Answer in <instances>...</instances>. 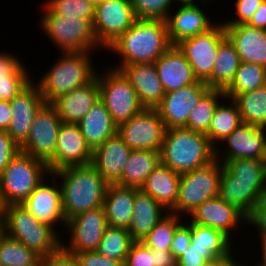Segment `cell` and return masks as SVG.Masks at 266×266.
<instances>
[{
  "mask_svg": "<svg viewBox=\"0 0 266 266\" xmlns=\"http://www.w3.org/2000/svg\"><path fill=\"white\" fill-rule=\"evenodd\" d=\"M171 46L165 20L136 19L133 25L106 49L122 56L120 64L112 67L119 70L128 64L156 62Z\"/></svg>",
  "mask_w": 266,
  "mask_h": 266,
  "instance_id": "6da1fadb",
  "label": "cell"
},
{
  "mask_svg": "<svg viewBox=\"0 0 266 266\" xmlns=\"http://www.w3.org/2000/svg\"><path fill=\"white\" fill-rule=\"evenodd\" d=\"M51 174L60 179L62 209L66 220L103 207L108 183L91 163L63 167Z\"/></svg>",
  "mask_w": 266,
  "mask_h": 266,
  "instance_id": "7a4b0ae2",
  "label": "cell"
},
{
  "mask_svg": "<svg viewBox=\"0 0 266 266\" xmlns=\"http://www.w3.org/2000/svg\"><path fill=\"white\" fill-rule=\"evenodd\" d=\"M161 163L178 174L198 169L215 159V147L204 133L187 128L165 130Z\"/></svg>",
  "mask_w": 266,
  "mask_h": 266,
  "instance_id": "3957f363",
  "label": "cell"
},
{
  "mask_svg": "<svg viewBox=\"0 0 266 266\" xmlns=\"http://www.w3.org/2000/svg\"><path fill=\"white\" fill-rule=\"evenodd\" d=\"M61 53L51 69L45 71L42 78L36 81L45 103L51 104L56 98L90 83L97 75L91 60L93 52Z\"/></svg>",
  "mask_w": 266,
  "mask_h": 266,
  "instance_id": "277c9868",
  "label": "cell"
},
{
  "mask_svg": "<svg viewBox=\"0 0 266 266\" xmlns=\"http://www.w3.org/2000/svg\"><path fill=\"white\" fill-rule=\"evenodd\" d=\"M6 235L18 240L41 257L55 253L62 237L50 225L36 219L22 205H8L5 214Z\"/></svg>",
  "mask_w": 266,
  "mask_h": 266,
  "instance_id": "5b68a950",
  "label": "cell"
},
{
  "mask_svg": "<svg viewBox=\"0 0 266 266\" xmlns=\"http://www.w3.org/2000/svg\"><path fill=\"white\" fill-rule=\"evenodd\" d=\"M49 174L44 161L20 151L0 174L7 205H21Z\"/></svg>",
  "mask_w": 266,
  "mask_h": 266,
  "instance_id": "8992f818",
  "label": "cell"
},
{
  "mask_svg": "<svg viewBox=\"0 0 266 266\" xmlns=\"http://www.w3.org/2000/svg\"><path fill=\"white\" fill-rule=\"evenodd\" d=\"M40 18L41 31L48 35L60 52H93L100 47L93 30V23L78 17H62L53 14L44 4Z\"/></svg>",
  "mask_w": 266,
  "mask_h": 266,
  "instance_id": "52a82bcc",
  "label": "cell"
},
{
  "mask_svg": "<svg viewBox=\"0 0 266 266\" xmlns=\"http://www.w3.org/2000/svg\"><path fill=\"white\" fill-rule=\"evenodd\" d=\"M222 168L223 164L215 158L205 166L181 174L176 206L170 212L189 216L206 200L218 196Z\"/></svg>",
  "mask_w": 266,
  "mask_h": 266,
  "instance_id": "ba28073f",
  "label": "cell"
},
{
  "mask_svg": "<svg viewBox=\"0 0 266 266\" xmlns=\"http://www.w3.org/2000/svg\"><path fill=\"white\" fill-rule=\"evenodd\" d=\"M105 74L97 73L100 100L105 104L113 121L119 125L141 112L138 95L125 75L118 69L107 68Z\"/></svg>",
  "mask_w": 266,
  "mask_h": 266,
  "instance_id": "9c48e42d",
  "label": "cell"
},
{
  "mask_svg": "<svg viewBox=\"0 0 266 266\" xmlns=\"http://www.w3.org/2000/svg\"><path fill=\"white\" fill-rule=\"evenodd\" d=\"M226 37L222 23L215 24L203 34L181 40L176 44L193 68L199 81L205 82L211 89V73L216 62L220 42Z\"/></svg>",
  "mask_w": 266,
  "mask_h": 266,
  "instance_id": "30bf717a",
  "label": "cell"
},
{
  "mask_svg": "<svg viewBox=\"0 0 266 266\" xmlns=\"http://www.w3.org/2000/svg\"><path fill=\"white\" fill-rule=\"evenodd\" d=\"M107 226L104 207L78 214L66 220L69 239L61 241V247L71 254L95 251Z\"/></svg>",
  "mask_w": 266,
  "mask_h": 266,
  "instance_id": "8fae6325",
  "label": "cell"
},
{
  "mask_svg": "<svg viewBox=\"0 0 266 266\" xmlns=\"http://www.w3.org/2000/svg\"><path fill=\"white\" fill-rule=\"evenodd\" d=\"M62 123L55 108L45 103L35 114L28 138L20 150L47 164L54 157Z\"/></svg>",
  "mask_w": 266,
  "mask_h": 266,
  "instance_id": "7c38bea8",
  "label": "cell"
},
{
  "mask_svg": "<svg viewBox=\"0 0 266 266\" xmlns=\"http://www.w3.org/2000/svg\"><path fill=\"white\" fill-rule=\"evenodd\" d=\"M165 130L158 111L144 108L130 120L119 124L117 134L132 150L160 151Z\"/></svg>",
  "mask_w": 266,
  "mask_h": 266,
  "instance_id": "4fadbf2b",
  "label": "cell"
},
{
  "mask_svg": "<svg viewBox=\"0 0 266 266\" xmlns=\"http://www.w3.org/2000/svg\"><path fill=\"white\" fill-rule=\"evenodd\" d=\"M136 19L131 0H106L95 9L93 30L99 45L106 49Z\"/></svg>",
  "mask_w": 266,
  "mask_h": 266,
  "instance_id": "5bb4252c",
  "label": "cell"
},
{
  "mask_svg": "<svg viewBox=\"0 0 266 266\" xmlns=\"http://www.w3.org/2000/svg\"><path fill=\"white\" fill-rule=\"evenodd\" d=\"M266 128L257 127L242 122L227 136L220 147L215 148V158L218 160H233L236 158L266 160Z\"/></svg>",
  "mask_w": 266,
  "mask_h": 266,
  "instance_id": "9a60e30c",
  "label": "cell"
},
{
  "mask_svg": "<svg viewBox=\"0 0 266 266\" xmlns=\"http://www.w3.org/2000/svg\"><path fill=\"white\" fill-rule=\"evenodd\" d=\"M209 89L205 82L198 80L176 91L165 93L156 108L165 128H186L189 114Z\"/></svg>",
  "mask_w": 266,
  "mask_h": 266,
  "instance_id": "2e32d148",
  "label": "cell"
},
{
  "mask_svg": "<svg viewBox=\"0 0 266 266\" xmlns=\"http://www.w3.org/2000/svg\"><path fill=\"white\" fill-rule=\"evenodd\" d=\"M44 104L43 96L34 80L10 101L12 118L6 133L19 147L26 142L35 114Z\"/></svg>",
  "mask_w": 266,
  "mask_h": 266,
  "instance_id": "e0dca14e",
  "label": "cell"
},
{
  "mask_svg": "<svg viewBox=\"0 0 266 266\" xmlns=\"http://www.w3.org/2000/svg\"><path fill=\"white\" fill-rule=\"evenodd\" d=\"M92 153L79 125L62 123L54 157L47 163L48 170L51 173L67 166L90 164Z\"/></svg>",
  "mask_w": 266,
  "mask_h": 266,
  "instance_id": "ac0fdd59",
  "label": "cell"
},
{
  "mask_svg": "<svg viewBox=\"0 0 266 266\" xmlns=\"http://www.w3.org/2000/svg\"><path fill=\"white\" fill-rule=\"evenodd\" d=\"M53 182L45 179L35 188L30 196L21 204L27 211H29L36 219L44 222L55 230L56 227L63 226L65 228L66 219L62 209L61 189L56 183V177L51 173ZM52 183V184H51Z\"/></svg>",
  "mask_w": 266,
  "mask_h": 266,
  "instance_id": "d6986e66",
  "label": "cell"
},
{
  "mask_svg": "<svg viewBox=\"0 0 266 266\" xmlns=\"http://www.w3.org/2000/svg\"><path fill=\"white\" fill-rule=\"evenodd\" d=\"M189 216L191 222L219 230L231 241L232 230L237 229L241 222L247 224V216L238 207L223 202L219 196L206 200Z\"/></svg>",
  "mask_w": 266,
  "mask_h": 266,
  "instance_id": "ffe728a7",
  "label": "cell"
},
{
  "mask_svg": "<svg viewBox=\"0 0 266 266\" xmlns=\"http://www.w3.org/2000/svg\"><path fill=\"white\" fill-rule=\"evenodd\" d=\"M266 191V180H245L237 177L223 164L219 184V198L238 207L246 216Z\"/></svg>",
  "mask_w": 266,
  "mask_h": 266,
  "instance_id": "44dd1931",
  "label": "cell"
},
{
  "mask_svg": "<svg viewBox=\"0 0 266 266\" xmlns=\"http://www.w3.org/2000/svg\"><path fill=\"white\" fill-rule=\"evenodd\" d=\"M179 5H177L178 9L175 13L174 11L170 12L166 20L171 45H176L181 40L203 34L216 24L215 21H210L208 14L199 7L200 4Z\"/></svg>",
  "mask_w": 266,
  "mask_h": 266,
  "instance_id": "7402d4cb",
  "label": "cell"
},
{
  "mask_svg": "<svg viewBox=\"0 0 266 266\" xmlns=\"http://www.w3.org/2000/svg\"><path fill=\"white\" fill-rule=\"evenodd\" d=\"M135 89L141 105L156 109L162 102L165 91L158 78L154 62L128 64L119 69Z\"/></svg>",
  "mask_w": 266,
  "mask_h": 266,
  "instance_id": "603a6c76",
  "label": "cell"
},
{
  "mask_svg": "<svg viewBox=\"0 0 266 266\" xmlns=\"http://www.w3.org/2000/svg\"><path fill=\"white\" fill-rule=\"evenodd\" d=\"M99 100V82L95 77L90 83L56 98L51 105L63 123L78 124Z\"/></svg>",
  "mask_w": 266,
  "mask_h": 266,
  "instance_id": "cb8c5ba5",
  "label": "cell"
},
{
  "mask_svg": "<svg viewBox=\"0 0 266 266\" xmlns=\"http://www.w3.org/2000/svg\"><path fill=\"white\" fill-rule=\"evenodd\" d=\"M131 151L122 138L115 134L93 150L91 164L108 184H116Z\"/></svg>",
  "mask_w": 266,
  "mask_h": 266,
  "instance_id": "d4e9b609",
  "label": "cell"
},
{
  "mask_svg": "<svg viewBox=\"0 0 266 266\" xmlns=\"http://www.w3.org/2000/svg\"><path fill=\"white\" fill-rule=\"evenodd\" d=\"M226 36L234 44L240 61L266 68V30L248 24L224 25Z\"/></svg>",
  "mask_w": 266,
  "mask_h": 266,
  "instance_id": "484cf974",
  "label": "cell"
},
{
  "mask_svg": "<svg viewBox=\"0 0 266 266\" xmlns=\"http://www.w3.org/2000/svg\"><path fill=\"white\" fill-rule=\"evenodd\" d=\"M154 64L165 93L198 81L190 63L176 45H172Z\"/></svg>",
  "mask_w": 266,
  "mask_h": 266,
  "instance_id": "4316f807",
  "label": "cell"
},
{
  "mask_svg": "<svg viewBox=\"0 0 266 266\" xmlns=\"http://www.w3.org/2000/svg\"><path fill=\"white\" fill-rule=\"evenodd\" d=\"M168 212L149 194L135 188L133 215L128 228L132 240L142 241Z\"/></svg>",
  "mask_w": 266,
  "mask_h": 266,
  "instance_id": "83f0119b",
  "label": "cell"
},
{
  "mask_svg": "<svg viewBox=\"0 0 266 266\" xmlns=\"http://www.w3.org/2000/svg\"><path fill=\"white\" fill-rule=\"evenodd\" d=\"M193 249L202 253L211 264L224 259H236L232 241L221 231L190 221ZM235 256V257H233Z\"/></svg>",
  "mask_w": 266,
  "mask_h": 266,
  "instance_id": "f1b7e54d",
  "label": "cell"
},
{
  "mask_svg": "<svg viewBox=\"0 0 266 266\" xmlns=\"http://www.w3.org/2000/svg\"><path fill=\"white\" fill-rule=\"evenodd\" d=\"M135 200V187L108 184L103 207L107 224L127 229L130 226Z\"/></svg>",
  "mask_w": 266,
  "mask_h": 266,
  "instance_id": "f546056e",
  "label": "cell"
},
{
  "mask_svg": "<svg viewBox=\"0 0 266 266\" xmlns=\"http://www.w3.org/2000/svg\"><path fill=\"white\" fill-rule=\"evenodd\" d=\"M180 176L181 174L160 163L148 175L140 189L170 212L176 206Z\"/></svg>",
  "mask_w": 266,
  "mask_h": 266,
  "instance_id": "4dcf8cb0",
  "label": "cell"
},
{
  "mask_svg": "<svg viewBox=\"0 0 266 266\" xmlns=\"http://www.w3.org/2000/svg\"><path fill=\"white\" fill-rule=\"evenodd\" d=\"M78 125L92 151L117 134L118 129V125L101 100L86 113Z\"/></svg>",
  "mask_w": 266,
  "mask_h": 266,
  "instance_id": "1f68e13d",
  "label": "cell"
},
{
  "mask_svg": "<svg viewBox=\"0 0 266 266\" xmlns=\"http://www.w3.org/2000/svg\"><path fill=\"white\" fill-rule=\"evenodd\" d=\"M160 163V151L132 150L123 169L122 176L116 184L140 189L148 175Z\"/></svg>",
  "mask_w": 266,
  "mask_h": 266,
  "instance_id": "d6a6232c",
  "label": "cell"
},
{
  "mask_svg": "<svg viewBox=\"0 0 266 266\" xmlns=\"http://www.w3.org/2000/svg\"><path fill=\"white\" fill-rule=\"evenodd\" d=\"M241 61L234 44L226 36L219 45L211 73V89L225 90L233 81Z\"/></svg>",
  "mask_w": 266,
  "mask_h": 266,
  "instance_id": "836d02e7",
  "label": "cell"
},
{
  "mask_svg": "<svg viewBox=\"0 0 266 266\" xmlns=\"http://www.w3.org/2000/svg\"><path fill=\"white\" fill-rule=\"evenodd\" d=\"M228 101L231 102L230 105L219 102L206 133L210 143L215 148L220 147V143L242 123L236 102L231 98Z\"/></svg>",
  "mask_w": 266,
  "mask_h": 266,
  "instance_id": "e575fe53",
  "label": "cell"
},
{
  "mask_svg": "<svg viewBox=\"0 0 266 266\" xmlns=\"http://www.w3.org/2000/svg\"><path fill=\"white\" fill-rule=\"evenodd\" d=\"M241 114L242 122L266 128V85L233 99Z\"/></svg>",
  "mask_w": 266,
  "mask_h": 266,
  "instance_id": "d590c367",
  "label": "cell"
},
{
  "mask_svg": "<svg viewBox=\"0 0 266 266\" xmlns=\"http://www.w3.org/2000/svg\"><path fill=\"white\" fill-rule=\"evenodd\" d=\"M266 85V68L258 64L241 62L232 83L224 90L227 99L256 90Z\"/></svg>",
  "mask_w": 266,
  "mask_h": 266,
  "instance_id": "8d00e7d4",
  "label": "cell"
},
{
  "mask_svg": "<svg viewBox=\"0 0 266 266\" xmlns=\"http://www.w3.org/2000/svg\"><path fill=\"white\" fill-rule=\"evenodd\" d=\"M221 98L227 103V98L223 90L209 89L201 97L198 104L189 114L186 128L195 132L206 134L208 132L214 110L219 104Z\"/></svg>",
  "mask_w": 266,
  "mask_h": 266,
  "instance_id": "74e56055",
  "label": "cell"
},
{
  "mask_svg": "<svg viewBox=\"0 0 266 266\" xmlns=\"http://www.w3.org/2000/svg\"><path fill=\"white\" fill-rule=\"evenodd\" d=\"M41 259L35 251L8 235L0 241V266H41Z\"/></svg>",
  "mask_w": 266,
  "mask_h": 266,
  "instance_id": "f35d334b",
  "label": "cell"
},
{
  "mask_svg": "<svg viewBox=\"0 0 266 266\" xmlns=\"http://www.w3.org/2000/svg\"><path fill=\"white\" fill-rule=\"evenodd\" d=\"M133 242L127 229L108 225L95 251L107 258L120 261L124 265L129 248Z\"/></svg>",
  "mask_w": 266,
  "mask_h": 266,
  "instance_id": "ab89813d",
  "label": "cell"
},
{
  "mask_svg": "<svg viewBox=\"0 0 266 266\" xmlns=\"http://www.w3.org/2000/svg\"><path fill=\"white\" fill-rule=\"evenodd\" d=\"M180 215L168 212L141 241L150 249L170 250L177 227L182 223Z\"/></svg>",
  "mask_w": 266,
  "mask_h": 266,
  "instance_id": "60d3db41",
  "label": "cell"
},
{
  "mask_svg": "<svg viewBox=\"0 0 266 266\" xmlns=\"http://www.w3.org/2000/svg\"><path fill=\"white\" fill-rule=\"evenodd\" d=\"M43 4L55 15L78 17L92 23L95 19V8L89 0H46Z\"/></svg>",
  "mask_w": 266,
  "mask_h": 266,
  "instance_id": "b9f144b4",
  "label": "cell"
},
{
  "mask_svg": "<svg viewBox=\"0 0 266 266\" xmlns=\"http://www.w3.org/2000/svg\"><path fill=\"white\" fill-rule=\"evenodd\" d=\"M237 179L266 180V160L236 158L219 160Z\"/></svg>",
  "mask_w": 266,
  "mask_h": 266,
  "instance_id": "7bdbcfd3",
  "label": "cell"
},
{
  "mask_svg": "<svg viewBox=\"0 0 266 266\" xmlns=\"http://www.w3.org/2000/svg\"><path fill=\"white\" fill-rule=\"evenodd\" d=\"M176 0H131L134 15L137 19L167 20Z\"/></svg>",
  "mask_w": 266,
  "mask_h": 266,
  "instance_id": "ee69618b",
  "label": "cell"
},
{
  "mask_svg": "<svg viewBox=\"0 0 266 266\" xmlns=\"http://www.w3.org/2000/svg\"><path fill=\"white\" fill-rule=\"evenodd\" d=\"M30 73L14 53L0 52V79H33Z\"/></svg>",
  "mask_w": 266,
  "mask_h": 266,
  "instance_id": "f6af8a7d",
  "label": "cell"
},
{
  "mask_svg": "<svg viewBox=\"0 0 266 266\" xmlns=\"http://www.w3.org/2000/svg\"><path fill=\"white\" fill-rule=\"evenodd\" d=\"M124 266H155V250L148 248L141 241H134Z\"/></svg>",
  "mask_w": 266,
  "mask_h": 266,
  "instance_id": "bcb514c9",
  "label": "cell"
},
{
  "mask_svg": "<svg viewBox=\"0 0 266 266\" xmlns=\"http://www.w3.org/2000/svg\"><path fill=\"white\" fill-rule=\"evenodd\" d=\"M263 1L264 0H236L234 5L236 17H234V19L232 18V20H227L223 25L247 24Z\"/></svg>",
  "mask_w": 266,
  "mask_h": 266,
  "instance_id": "7dc6e473",
  "label": "cell"
},
{
  "mask_svg": "<svg viewBox=\"0 0 266 266\" xmlns=\"http://www.w3.org/2000/svg\"><path fill=\"white\" fill-rule=\"evenodd\" d=\"M247 224L260 233V242L266 241V191L261 195L253 210L247 216Z\"/></svg>",
  "mask_w": 266,
  "mask_h": 266,
  "instance_id": "c3c4849f",
  "label": "cell"
},
{
  "mask_svg": "<svg viewBox=\"0 0 266 266\" xmlns=\"http://www.w3.org/2000/svg\"><path fill=\"white\" fill-rule=\"evenodd\" d=\"M186 222L188 224L183 222L177 227L172 239L170 251L175 259H178L191 245L192 233L190 221L187 219Z\"/></svg>",
  "mask_w": 266,
  "mask_h": 266,
  "instance_id": "681fc988",
  "label": "cell"
},
{
  "mask_svg": "<svg viewBox=\"0 0 266 266\" xmlns=\"http://www.w3.org/2000/svg\"><path fill=\"white\" fill-rule=\"evenodd\" d=\"M20 151L19 145L6 131H0V174Z\"/></svg>",
  "mask_w": 266,
  "mask_h": 266,
  "instance_id": "f907efd6",
  "label": "cell"
},
{
  "mask_svg": "<svg viewBox=\"0 0 266 266\" xmlns=\"http://www.w3.org/2000/svg\"><path fill=\"white\" fill-rule=\"evenodd\" d=\"M33 79H0V100L11 101Z\"/></svg>",
  "mask_w": 266,
  "mask_h": 266,
  "instance_id": "816d5d0a",
  "label": "cell"
},
{
  "mask_svg": "<svg viewBox=\"0 0 266 266\" xmlns=\"http://www.w3.org/2000/svg\"><path fill=\"white\" fill-rule=\"evenodd\" d=\"M41 266H81L74 254L60 247L55 253L42 257Z\"/></svg>",
  "mask_w": 266,
  "mask_h": 266,
  "instance_id": "f5cc1de1",
  "label": "cell"
},
{
  "mask_svg": "<svg viewBox=\"0 0 266 266\" xmlns=\"http://www.w3.org/2000/svg\"><path fill=\"white\" fill-rule=\"evenodd\" d=\"M81 266H124L120 261L107 258L96 251L74 254Z\"/></svg>",
  "mask_w": 266,
  "mask_h": 266,
  "instance_id": "db71d44e",
  "label": "cell"
},
{
  "mask_svg": "<svg viewBox=\"0 0 266 266\" xmlns=\"http://www.w3.org/2000/svg\"><path fill=\"white\" fill-rule=\"evenodd\" d=\"M211 263L204 257L202 253L193 249L190 245L183 254L176 259V266H209Z\"/></svg>",
  "mask_w": 266,
  "mask_h": 266,
  "instance_id": "11a10c76",
  "label": "cell"
},
{
  "mask_svg": "<svg viewBox=\"0 0 266 266\" xmlns=\"http://www.w3.org/2000/svg\"><path fill=\"white\" fill-rule=\"evenodd\" d=\"M247 24L258 29L266 30V0L261 3Z\"/></svg>",
  "mask_w": 266,
  "mask_h": 266,
  "instance_id": "9f6ffc18",
  "label": "cell"
},
{
  "mask_svg": "<svg viewBox=\"0 0 266 266\" xmlns=\"http://www.w3.org/2000/svg\"><path fill=\"white\" fill-rule=\"evenodd\" d=\"M12 118L10 101L0 100V131H7Z\"/></svg>",
  "mask_w": 266,
  "mask_h": 266,
  "instance_id": "6f0895ef",
  "label": "cell"
},
{
  "mask_svg": "<svg viewBox=\"0 0 266 266\" xmlns=\"http://www.w3.org/2000/svg\"><path fill=\"white\" fill-rule=\"evenodd\" d=\"M155 250V266H176V259L170 250Z\"/></svg>",
  "mask_w": 266,
  "mask_h": 266,
  "instance_id": "680465c9",
  "label": "cell"
},
{
  "mask_svg": "<svg viewBox=\"0 0 266 266\" xmlns=\"http://www.w3.org/2000/svg\"><path fill=\"white\" fill-rule=\"evenodd\" d=\"M242 263H238L235 259L219 260L216 263H212L209 266H241Z\"/></svg>",
  "mask_w": 266,
  "mask_h": 266,
  "instance_id": "91938a15",
  "label": "cell"
},
{
  "mask_svg": "<svg viewBox=\"0 0 266 266\" xmlns=\"http://www.w3.org/2000/svg\"><path fill=\"white\" fill-rule=\"evenodd\" d=\"M7 206L8 205L4 199L3 192L0 186V217H5Z\"/></svg>",
  "mask_w": 266,
  "mask_h": 266,
  "instance_id": "94428289",
  "label": "cell"
},
{
  "mask_svg": "<svg viewBox=\"0 0 266 266\" xmlns=\"http://www.w3.org/2000/svg\"><path fill=\"white\" fill-rule=\"evenodd\" d=\"M261 250H262V257L260 258L261 259V261L258 263L257 262V265H255V266H266V241H263L262 243H261Z\"/></svg>",
  "mask_w": 266,
  "mask_h": 266,
  "instance_id": "6125c7cd",
  "label": "cell"
},
{
  "mask_svg": "<svg viewBox=\"0 0 266 266\" xmlns=\"http://www.w3.org/2000/svg\"><path fill=\"white\" fill-rule=\"evenodd\" d=\"M196 0H176V2H177V4H195V3H197V4H199V1L197 0L196 2H195ZM212 2V1H214V0H202V2H201V0H200V2H201V4H203V3H205V2H208V4H209V2Z\"/></svg>",
  "mask_w": 266,
  "mask_h": 266,
  "instance_id": "be15d7a7",
  "label": "cell"
},
{
  "mask_svg": "<svg viewBox=\"0 0 266 266\" xmlns=\"http://www.w3.org/2000/svg\"><path fill=\"white\" fill-rule=\"evenodd\" d=\"M6 235L5 217H0V241Z\"/></svg>",
  "mask_w": 266,
  "mask_h": 266,
  "instance_id": "e7e4bbea",
  "label": "cell"
},
{
  "mask_svg": "<svg viewBox=\"0 0 266 266\" xmlns=\"http://www.w3.org/2000/svg\"><path fill=\"white\" fill-rule=\"evenodd\" d=\"M94 8L96 9L98 6L102 5L106 0H89Z\"/></svg>",
  "mask_w": 266,
  "mask_h": 266,
  "instance_id": "03108f58",
  "label": "cell"
}]
</instances>
